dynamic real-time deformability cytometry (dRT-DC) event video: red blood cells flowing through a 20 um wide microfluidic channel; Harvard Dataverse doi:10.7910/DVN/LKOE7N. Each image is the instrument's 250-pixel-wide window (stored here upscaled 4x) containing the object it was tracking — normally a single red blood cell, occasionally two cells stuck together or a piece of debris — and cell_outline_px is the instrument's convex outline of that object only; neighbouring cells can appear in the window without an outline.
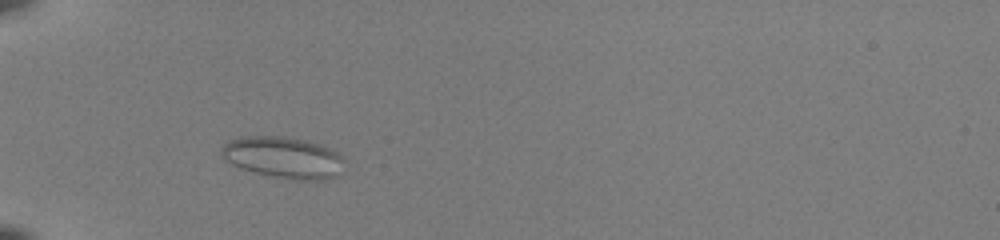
{"species": "common noctule bat (a hibernating species)", "species_latin": "Nyctalus noctula", "temperature_condition": "room temperature", "stored_images_in_passage": 37, "camera_frame_rate_fps": 3000, "um_per_image_px": 0.085, "animal": {"sex": "female", "body_mass_g": 22.0, "forearm_length_mm": 56.7}, "frame": {"image": 1, "passage_image": 2, "time_ms": 0.333, "image_size_px": [1000, 240], "cell_outline_px": [[344, 160], [340, 176], [324, 180], [304, 180], [276, 176], [256, 172], [240, 168], [232, 164], [220, 152], [224, 144], [228, 140], [244, 136], [280, 136], [304, 140], [320, 144], [332, 148], [340, 152], [344, 156]], "centroid_in_image_um": [24.16, 13.37], "position_along_channel_um": 60.8, "area_um2": 29.71}}
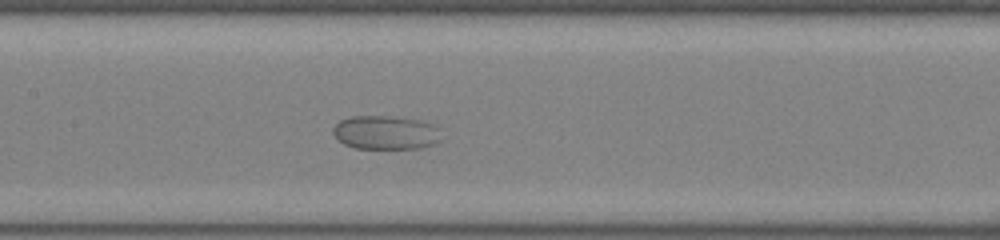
{"frame": {"image": 2, "passage_image": 12, "time_ms": 3.667, "image_size_px": [1000, 240], "cell_outline_px": [[440, 140], [436, 144], [420, 148], [356, 148], [344, 144], [332, 132], [332, 128], [340, 120], [352, 116], [388, 116], [420, 120], [432, 124], [440, 128]], "centroid_in_image_um": [32.81, 11.26], "position_along_channel_um": 174.6, "area_um2": 21.33}}
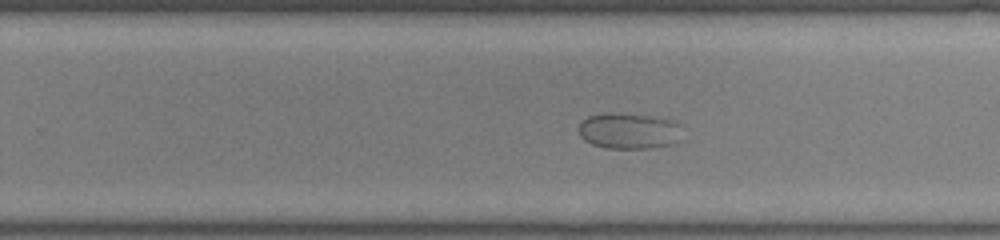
{"frame": {"image": 3, "passage_image": 20, "time_ms": 6.333, "image_size_px": [1000, 240], "cell_outline_px": [[684, 140], [676, 144], [652, 148], [604, 148], [592, 144], [584, 140], [580, 136], [580, 120], [588, 116], [608, 112], [652, 116], [668, 120], [680, 124]], "centroid_in_image_um": [53.51, 11.14], "position_along_channel_um": 276.3, "area_um2": 22.14}}